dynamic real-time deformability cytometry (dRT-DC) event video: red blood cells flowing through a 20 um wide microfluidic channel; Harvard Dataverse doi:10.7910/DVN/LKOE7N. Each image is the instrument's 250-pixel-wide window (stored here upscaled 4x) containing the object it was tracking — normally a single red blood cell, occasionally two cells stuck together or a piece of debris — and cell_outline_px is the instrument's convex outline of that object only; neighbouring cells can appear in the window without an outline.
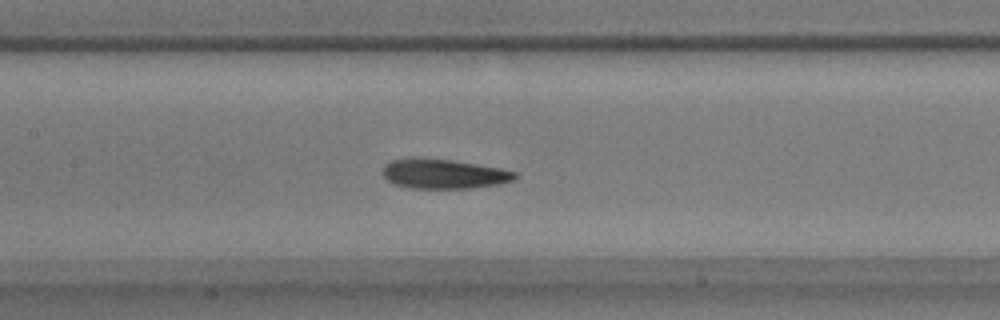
{"species": "common noctule bat (a hibernating species)", "species_latin": "Nyctalus noctula", "temperature_condition": "warm", "stored_images_in_passage": 57, "camera_frame_rate_fps": 3000, "um_per_image_px": 0.085, "animal": {"sex": "male", "body_mass_g": 17.9}, "frame": {"image": 1, "passage_image": 26, "time_ms": 8.333, "image_size_px": [1000, 320], "cell_outline_px": [[516, 176], [512, 180], [496, 184], [468, 188], [412, 188], [396, 184], [388, 180], [380, 172], [384, 164], [392, 160], [412, 156], [416, 156], [452, 160], [500, 168], [516, 172]], "centroid_in_image_um": [37.62, 14.75], "position_along_channel_um": 169.8, "area_um2": 22.89}}
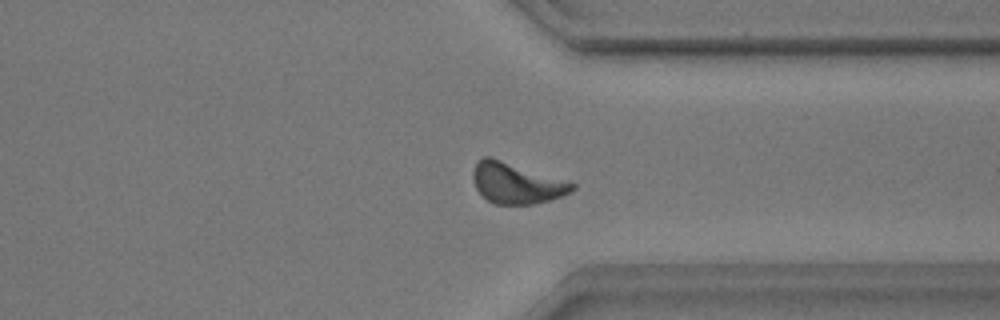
{"frame": {"image": 2, "passage_image": 43, "time_ms": 14.0, "image_size_px": [1000, 320], "cell_outline_px": [[576, 188], [572, 192], [564, 196], [532, 204], [496, 204], [488, 200], [476, 188], [472, 176], [472, 172], [476, 164], [484, 156], [492, 156], [576, 184]], "centroid_in_image_um": [43.9, 15.56], "position_along_channel_um": 367.5, "area_um2": 23.47}}
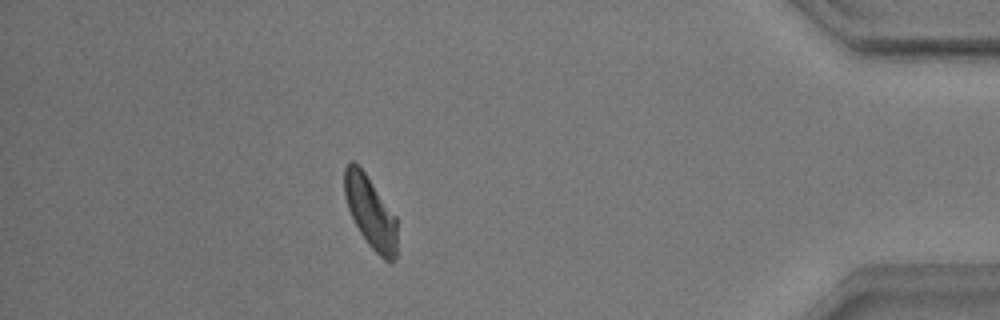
{"frame": {"image": 3, "passage_image": 50, "time_ms": 16.333, "image_size_px": [1000, 320], "cell_outline_px": [[396, 256], [392, 264], [388, 264], [368, 244], [360, 232], [348, 208], [344, 196], [344, 168], [352, 160], [364, 172], [396, 216]], "centroid_in_image_um": [31.49, 18.07], "position_along_channel_um": 403.7, "area_um2": 21.79}, "authors_computed_cell_mechanics": {"area_um2": 22.542, "velocity_mm_per_s": 3.5116, "shape_relaxation_time_tau1_ms": 3.4351, "shape_relaxation_time_tau2_ms": 3.2396, "deformation_change_tau1": 0.1594, "deformation_change_tau2": 0.1135}}